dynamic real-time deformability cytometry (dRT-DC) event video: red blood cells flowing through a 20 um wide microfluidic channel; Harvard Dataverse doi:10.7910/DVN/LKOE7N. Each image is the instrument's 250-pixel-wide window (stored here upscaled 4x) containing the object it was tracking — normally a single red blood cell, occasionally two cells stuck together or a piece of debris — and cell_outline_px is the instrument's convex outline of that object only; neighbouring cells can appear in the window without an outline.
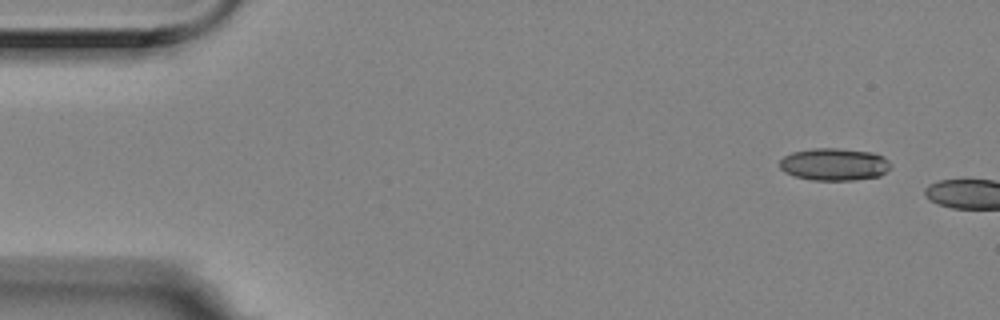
{"species": "Egyptian fruit bat (a non-hibernating species)", "species_latin": "Rousettus aegyptiacus", "temperature_condition": "room temperature", "stored_images_in_passage": 2, "camera_frame_rate_fps": 3000, "um_per_image_px": 0.085, "animal": {"sex": "female"}, "frame": {"image": 1, "passage_image": 1, "time_ms": 0.0, "image_size_px": [1000, 320], "cell_outline_px": [[892, 164], [880, 176], [856, 180], [812, 180], [796, 176], [784, 172], [780, 168], [780, 160], [784, 156], [792, 152], [812, 148], [836, 148], [872, 152], [884, 156]], "centroid_in_image_um": [70.91, 13.96], "position_along_channel_um": 14.1, "area_um2": 20.98}}